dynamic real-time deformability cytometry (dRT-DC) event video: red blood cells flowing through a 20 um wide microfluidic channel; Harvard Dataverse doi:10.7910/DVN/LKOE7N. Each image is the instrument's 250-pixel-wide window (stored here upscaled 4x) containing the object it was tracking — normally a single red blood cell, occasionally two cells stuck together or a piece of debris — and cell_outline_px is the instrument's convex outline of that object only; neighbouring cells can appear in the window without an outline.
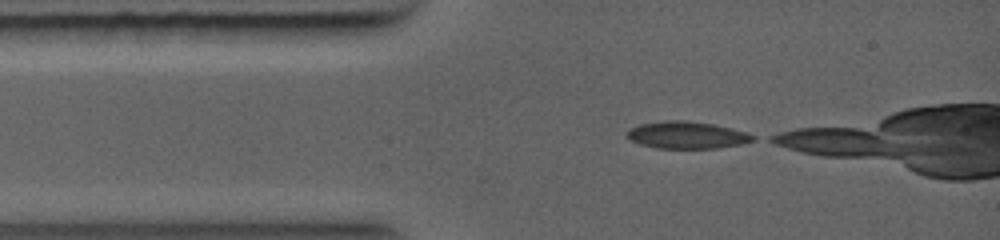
{"species": "common noctule bat (a hibernating species)", "species_latin": "Nyctalus noctula", "temperature_condition": "warm", "stored_images_in_passage": 11, "camera_frame_rate_fps": 5000, "um_per_image_px": 0.085, "animal": {"sex": "female", "body_mass_g": 19.0, "forearm_length_mm": 56.7}, "frame": {"image": 1, "passage_image": 1, "time_ms": 0.0, "image_size_px": [1000, 240], "cell_outline_px": [[756, 140], [740, 144], [720, 148], [656, 148], [640, 144], [628, 140], [624, 136], [624, 132], [628, 128], [640, 124], [664, 120], [684, 120], [712, 124], [732, 128], [756, 136]], "centroid_in_image_um": [58.31, 11.48], "position_along_channel_um": 26.7, "area_um2": 20.17}}
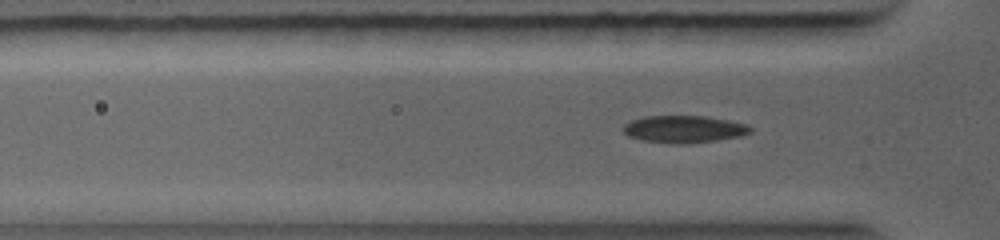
{"frame": {"image": 2, "passage_image": 7, "time_ms": 1.2, "image_size_px": [1000, 240], "cell_outline_px": [[752, 132], [740, 136], [716, 140], [684, 144], [672, 144], [640, 140], [628, 136], [624, 132], [624, 124], [632, 120], [644, 116], [704, 116], [728, 120], [748, 124], [752, 128]], "centroid_in_image_um": [58.14, 10.98], "position_along_channel_um": 67.7, "area_um2": 20.23}}